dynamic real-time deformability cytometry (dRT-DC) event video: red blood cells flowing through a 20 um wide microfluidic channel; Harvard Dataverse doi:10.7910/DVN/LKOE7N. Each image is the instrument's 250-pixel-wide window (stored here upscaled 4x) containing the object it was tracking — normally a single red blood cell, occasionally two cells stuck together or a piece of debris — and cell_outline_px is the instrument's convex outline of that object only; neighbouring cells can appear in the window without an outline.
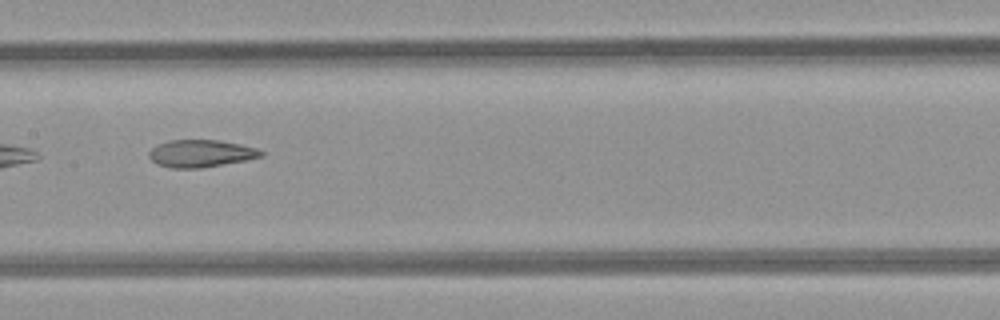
{"species": "common noctule bat (a hibernating species)", "species_latin": "Nyctalus noctula", "temperature_condition": "room temperature", "stored_images_in_passage": 7, "camera_frame_rate_fps": 3000, "um_per_image_px": 0.085, "animal": {"sex": "female", "body_mass_g": 21.9}, "frame": {"image": 1, "passage_image": 6, "time_ms": 6.667, "image_size_px": [1000, 320], "cell_outline_px": [[264, 156], [244, 160], [200, 168], [172, 168], [156, 164], [148, 156], [148, 152], [152, 148], [168, 140], [220, 140], [240, 144], [256, 148], [264, 152]], "centroid_in_image_um": [17.06, 13.04], "position_along_channel_um": 190.3, "area_um2": 17.74}}
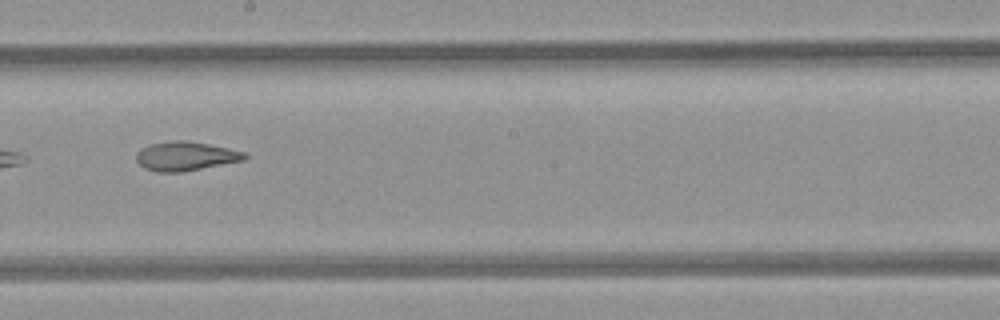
{"frame": {"image": 2, "passage_image": 7, "time_ms": 7.667, "image_size_px": [1000, 320], "cell_outline_px": [[248, 156], [244, 160], [180, 172], [156, 172], [144, 168], [136, 160], [136, 152], [152, 144], [172, 140], [188, 140], [228, 148], [244, 152]], "centroid_in_image_um": [15.76, 13.27], "position_along_channel_um": 232.4, "area_um2": 18.15}}